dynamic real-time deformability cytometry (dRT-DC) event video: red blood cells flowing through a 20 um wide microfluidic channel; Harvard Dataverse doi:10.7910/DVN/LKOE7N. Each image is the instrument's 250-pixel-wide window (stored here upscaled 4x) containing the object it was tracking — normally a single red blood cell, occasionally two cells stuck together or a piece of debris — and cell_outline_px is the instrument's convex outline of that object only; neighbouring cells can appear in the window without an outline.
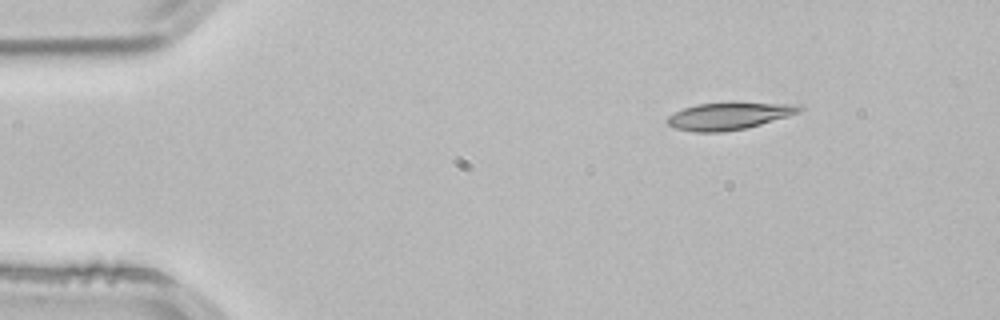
{"species": "common noctule bat (a hibernating species)", "species_latin": "Nyctalus noctula", "temperature_condition": "room temperature", "stored_images_in_passage": 2, "camera_frame_rate_fps": 3000, "um_per_image_px": 0.085, "animal": {"sex": "male", "body_mass_g": 21.5, "forearm_length_mm": 52.0}, "frame": {"image": 1, "passage_image": 1, "time_ms": 0.0, "image_size_px": [1000, 320], "cell_outline_px": [[804, 108], [800, 112], [788, 116], [760, 124], [744, 128], [720, 132], [696, 132], [672, 128], [664, 120], [668, 116], [684, 108], [696, 104], [800, 104]], "centroid_in_image_um": [61.9, 9.88], "position_along_channel_um": 23.1, "area_um2": 20.29}}
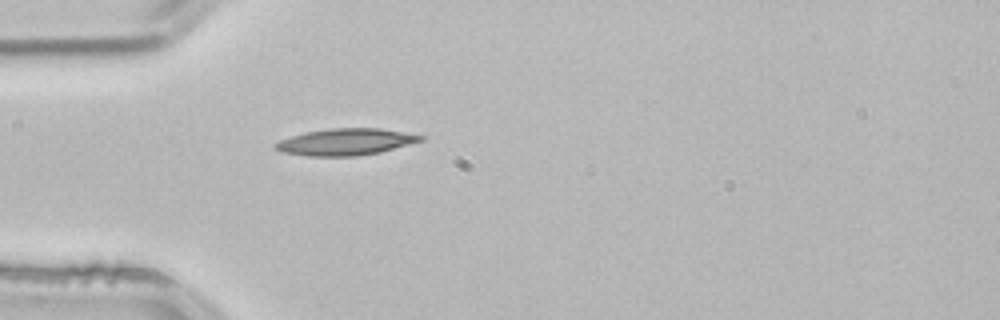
{"frame": {"image": 2, "passage_image": 2, "time_ms": 0.333, "image_size_px": [1000, 320], "cell_outline_px": [[424, 140], [380, 152], [356, 156], [308, 156], [284, 152], [276, 148], [272, 144], [280, 140], [292, 136], [308, 132], [328, 128], [380, 128], [424, 136]], "centroid_in_image_um": [29.38, 12.06], "position_along_channel_um": 55.6, "area_um2": 22.31}}